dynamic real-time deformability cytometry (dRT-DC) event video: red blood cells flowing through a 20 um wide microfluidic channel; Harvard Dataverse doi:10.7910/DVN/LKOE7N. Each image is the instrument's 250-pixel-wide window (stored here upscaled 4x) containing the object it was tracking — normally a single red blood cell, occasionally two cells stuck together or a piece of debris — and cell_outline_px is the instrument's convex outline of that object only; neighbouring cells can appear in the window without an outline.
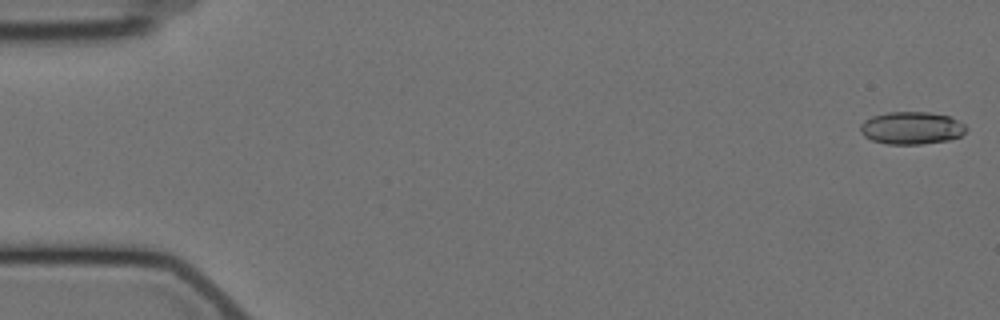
{"species": "Egyptian fruit bat (a non-hibernating species)", "species_latin": "Rousettus aegyptiacus", "temperature_condition": "cold", "stored_images_in_passage": 55, "camera_frame_rate_fps": 3000, "um_per_image_px": 0.085, "animal": {"sex": "female"}, "frame": {"image": 1, "passage_image": 1, "time_ms": 0.0, "image_size_px": [1000, 320], "cell_outline_px": [[968, 128], [960, 136], [948, 140], [920, 144], [888, 144], [872, 140], [864, 136], [860, 132], [860, 124], [864, 120], [872, 116], [888, 112], [928, 112], [948, 116], [964, 124]], "centroid_in_image_um": [77.45, 10.88], "position_along_channel_um": 7.5, "area_um2": 20.0}}
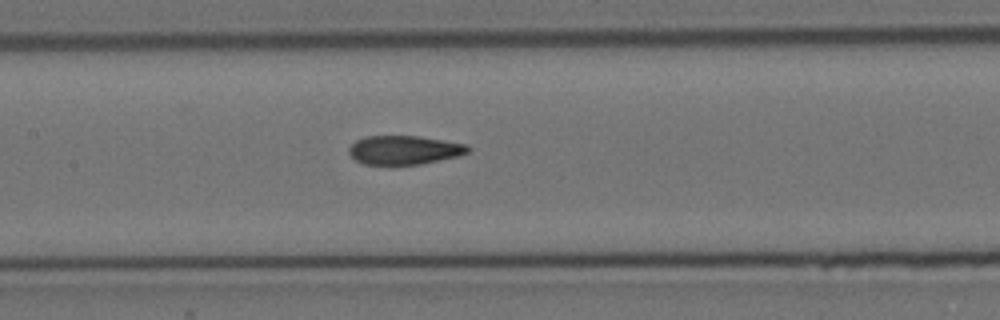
{"frame": {"image": 2, "passage_image": 27, "time_ms": 8.667, "image_size_px": [1000, 320], "cell_outline_px": [[472, 148], [468, 152], [460, 156], [420, 164], [364, 164], [356, 160], [348, 152], [348, 148], [356, 140], [364, 136], [420, 136], [468, 144]], "centroid_in_image_um": [34.4, 12.74], "position_along_channel_um": 173.0, "area_um2": 20.11}}
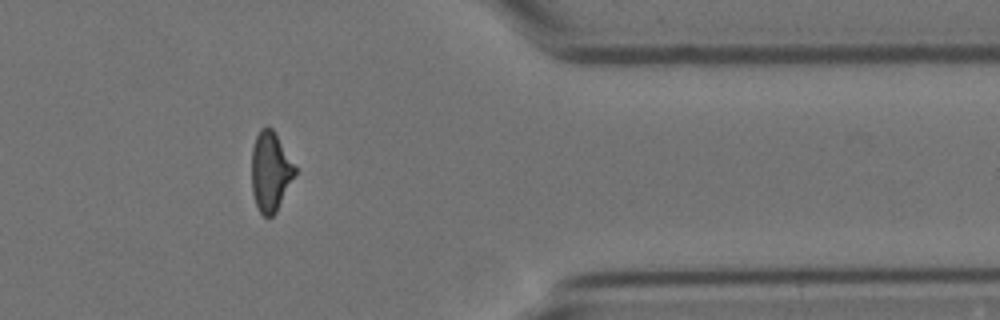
{"frame": {"image": 3, "passage_image": 47, "time_ms": 15.333, "image_size_px": [1000, 320], "cell_outline_px": [[296, 172], [276, 212], [272, 216], [264, 216], [260, 212], [256, 204], [252, 192], [252, 148], [256, 136], [260, 128], [272, 128], [296, 168]], "centroid_in_image_um": [22.97, 14.59], "position_along_channel_um": 388.4, "area_um2": 19.65}, "authors_computed_cell_mechanics": {"area_um2": 20.519, "velocity_mm_per_s": 3.526, "shape_relaxation_time_tau1_ms": 6.81, "shape_relaxation_time_tau2_ms": 1.5209, "deformation_change_tau1": 0.2127, "deformation_change_tau2": 0.0892}}